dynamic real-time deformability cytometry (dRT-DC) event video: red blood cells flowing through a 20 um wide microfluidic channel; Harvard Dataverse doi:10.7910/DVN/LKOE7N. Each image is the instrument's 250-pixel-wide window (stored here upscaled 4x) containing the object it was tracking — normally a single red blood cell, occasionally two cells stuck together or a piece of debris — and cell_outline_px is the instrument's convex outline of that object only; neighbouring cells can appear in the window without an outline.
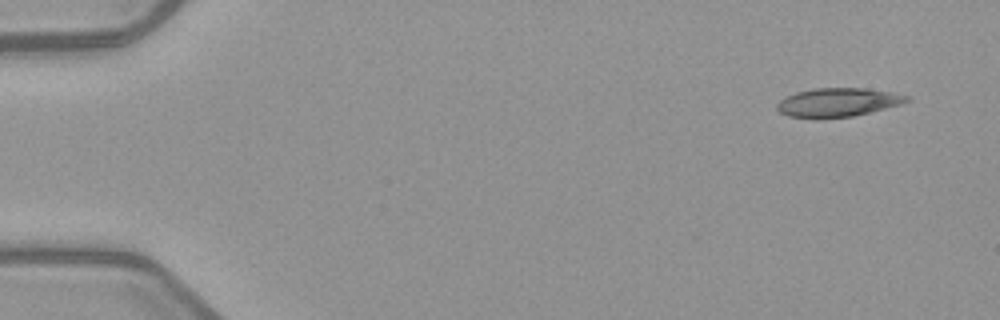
{"species": "common noctule bat (a hibernating species)", "species_latin": "Nyctalus noctula", "temperature_condition": "warm", "stored_images_in_passage": 5, "camera_frame_rate_fps": 3000, "um_per_image_px": 0.085, "animal": {"sex": "female", "body_mass_g": 21.9}, "frame": {"image": 1, "passage_image": 1, "time_ms": 0.0, "image_size_px": [1000, 320], "cell_outline_px": [[912, 100], [900, 104], [852, 116], [788, 116], [780, 112], [776, 108], [776, 104], [780, 100], [796, 92], [812, 88], [864, 88], [892, 92], [908, 96]], "centroid_in_image_um": [71.23, 8.66], "position_along_channel_um": 13.8, "area_um2": 20.98}}
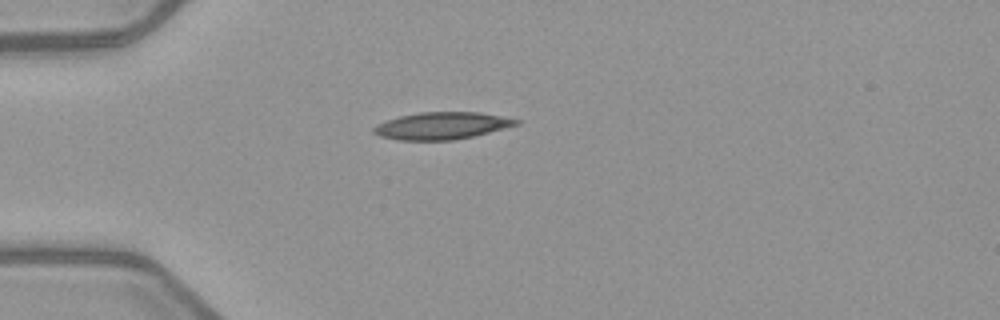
{"frame": {"image": 2, "passage_image": 4, "time_ms": 3.667, "image_size_px": [1000, 320], "cell_outline_px": [[520, 124], [472, 136], [452, 140], [396, 140], [380, 136], [372, 132], [372, 128], [376, 124], [400, 116], [420, 112], [480, 112], [520, 120]], "centroid_in_image_um": [37.52, 10.69], "position_along_channel_um": 47.5, "area_um2": 22.37}}